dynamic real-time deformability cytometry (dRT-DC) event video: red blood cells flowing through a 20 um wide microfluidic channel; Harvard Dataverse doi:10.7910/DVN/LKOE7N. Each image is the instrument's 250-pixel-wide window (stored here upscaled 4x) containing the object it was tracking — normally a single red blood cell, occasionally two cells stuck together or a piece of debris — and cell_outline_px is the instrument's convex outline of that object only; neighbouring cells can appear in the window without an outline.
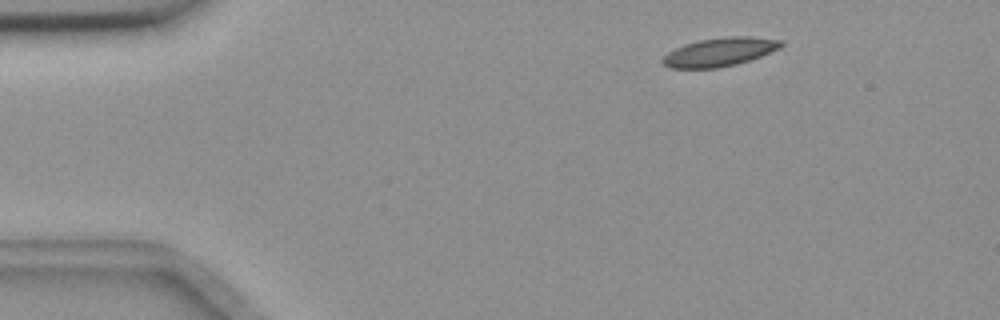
{"species": "common noctule bat (a hibernating species)", "species_latin": "Nyctalus noctula", "temperature_condition": "room temperature", "stored_images_in_passage": 5, "camera_frame_rate_fps": 3000, "um_per_image_px": 0.085, "animal": {"sex": "female", "body_mass_g": 18.4}, "frame": {"image": 1, "passage_image": 2, "time_ms": 0.333, "image_size_px": [1000, 320], "cell_outline_px": [[784, 44], [780, 48], [760, 56], [736, 64], [716, 68], [668, 68], [660, 60], [668, 52], [684, 44], [700, 40], [728, 36], [752, 36], [784, 40]], "centroid_in_image_um": [61.18, 4.41], "position_along_channel_um": 23.8, "area_um2": 19.71}}
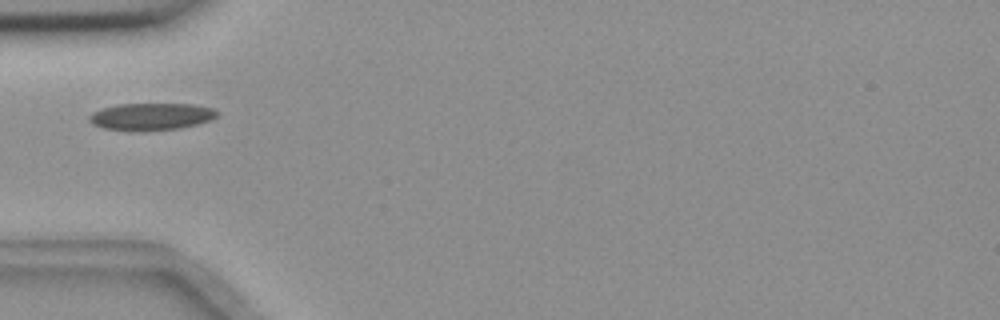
{"frame": {"image": 2, "passage_image": 5, "time_ms": 1.333, "image_size_px": [1000, 320], "cell_outline_px": [[220, 112], [212, 120], [180, 128], [140, 132], [128, 132], [104, 128], [92, 124], [88, 120], [88, 116], [92, 112], [116, 104], [192, 104], [212, 108]], "centroid_in_image_um": [12.82, 9.93], "position_along_channel_um": 72.2, "area_um2": 20.58}}